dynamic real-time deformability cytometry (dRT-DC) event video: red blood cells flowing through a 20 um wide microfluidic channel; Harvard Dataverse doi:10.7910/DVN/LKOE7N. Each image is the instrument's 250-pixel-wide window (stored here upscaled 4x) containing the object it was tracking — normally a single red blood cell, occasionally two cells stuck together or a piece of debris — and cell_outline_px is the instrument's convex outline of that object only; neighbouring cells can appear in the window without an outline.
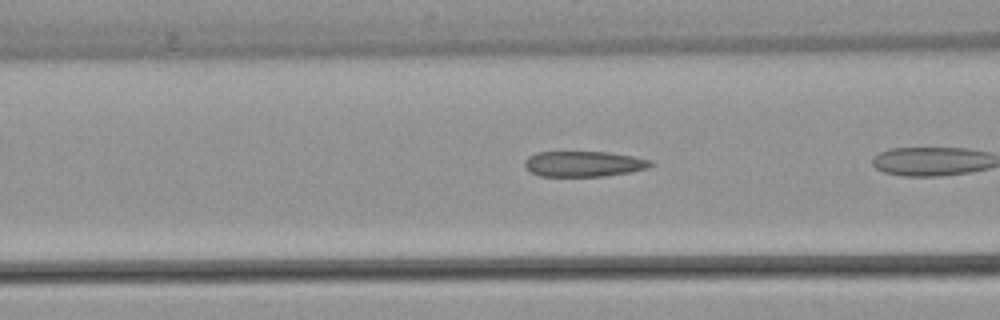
{"species": "common noctule bat (a hibernating species)", "species_latin": "Nyctalus noctula", "temperature_condition": "warm", "stored_images_in_passage": 11, "camera_frame_rate_fps": 3000, "um_per_image_px": 0.085, "animal": {"sex": "female", "body_mass_g": 22.7, "forearm_length_mm": 54.2}, "frame": {"image": 1, "passage_image": 5, "time_ms": 1.333, "image_size_px": [1000, 320], "cell_outline_px": [[656, 164], [648, 168], [632, 172], [604, 176], [540, 176], [532, 172], [524, 164], [524, 160], [528, 156], [536, 152], [608, 152], [632, 156], [652, 160]], "centroid_in_image_um": [49.67, 13.93], "position_along_channel_um": 116.9, "area_um2": 18.84}}